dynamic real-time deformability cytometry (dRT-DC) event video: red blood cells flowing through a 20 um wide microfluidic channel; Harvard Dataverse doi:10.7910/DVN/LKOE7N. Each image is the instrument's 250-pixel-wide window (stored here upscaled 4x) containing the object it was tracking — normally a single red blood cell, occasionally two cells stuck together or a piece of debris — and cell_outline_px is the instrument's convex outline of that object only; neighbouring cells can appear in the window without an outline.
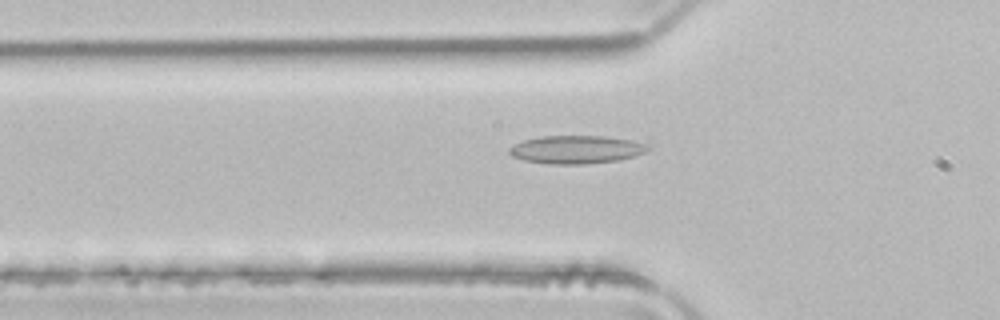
{"species": "common noctule bat (a hibernating species)", "species_latin": "Nyctalus noctula", "temperature_condition": "room temperature", "stored_images_in_passage": 43, "camera_frame_rate_fps": 3000, "um_per_image_px": 0.085, "animal": {"sex": "male", "body_mass_g": 21.5, "forearm_length_mm": 52.0}, "frame": {"image": 1, "passage_image": 9, "time_ms": 2.667, "image_size_px": [1000, 320], "cell_outline_px": [[652, 148], [644, 152], [632, 156], [616, 160], [584, 164], [548, 164], [524, 160], [512, 156], [508, 152], [508, 148], [524, 140], [544, 136], [604, 136], [632, 140], [648, 144]], "centroid_in_image_um": [48.98, 12.71], "position_along_channel_um": 76.8, "area_um2": 22.54}}
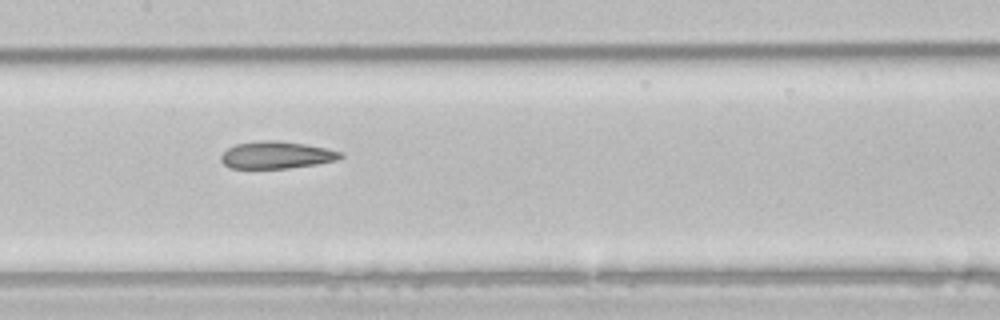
{"frame": {"image": 2, "passage_image": 17, "time_ms": 5.333, "image_size_px": [1000, 320], "cell_outline_px": [[344, 156], [336, 160], [316, 164], [288, 168], [228, 168], [220, 160], [220, 156], [228, 148], [236, 144], [260, 140], [276, 140], [304, 144], [344, 152]], "centroid_in_image_um": [23.49, 13.17], "position_along_channel_um": 183.9, "area_um2": 18.9}}
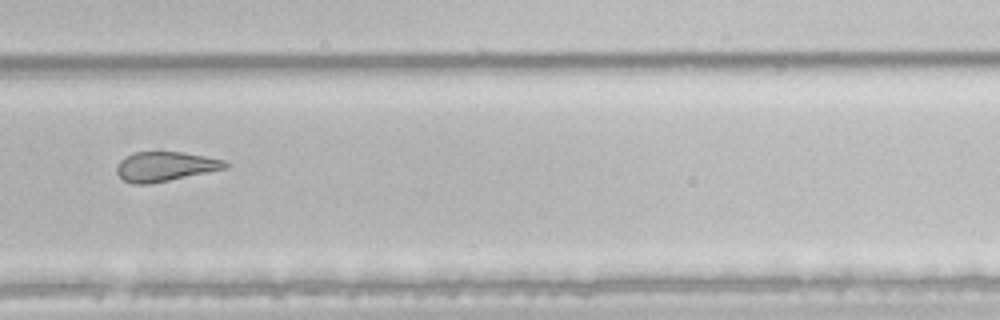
{"frame": {"image": 3, "passage_image": 27, "time_ms": 8.667, "image_size_px": [1000, 320], "cell_outline_px": [[228, 168], [148, 184], [132, 184], [124, 180], [116, 172], [116, 168], [120, 160], [132, 152], [184, 152], [224, 160], [228, 164]], "centroid_in_image_um": [14.02, 14.14], "position_along_channel_um": 315.8, "area_um2": 18.55}, "authors_computed_cell_mechanics": {"area_um2": 20.7502, "velocity_mm_per_s": 3.9809, "shape_relaxation_time_tau1_ms": null, "shape_relaxation_time_tau2_ms": 4.2201, "deformation_change_tau1": null, "deformation_change_tau2": 0.137}}